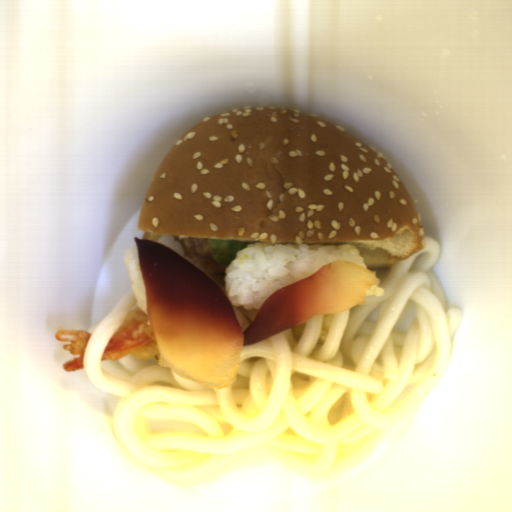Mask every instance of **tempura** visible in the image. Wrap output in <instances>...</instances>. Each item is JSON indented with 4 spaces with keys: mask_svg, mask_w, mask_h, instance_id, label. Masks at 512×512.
Wrapping results in <instances>:
<instances>
[{
    "mask_svg": "<svg viewBox=\"0 0 512 512\" xmlns=\"http://www.w3.org/2000/svg\"><path fill=\"white\" fill-rule=\"evenodd\" d=\"M92 333L84 330H58L55 338L60 342L70 355L77 357L63 364L62 369L66 372H74L84 368L86 346L91 339Z\"/></svg>",
    "mask_w": 512,
    "mask_h": 512,
    "instance_id": "tempura-2",
    "label": "tempura"
},
{
    "mask_svg": "<svg viewBox=\"0 0 512 512\" xmlns=\"http://www.w3.org/2000/svg\"><path fill=\"white\" fill-rule=\"evenodd\" d=\"M128 356L141 360L163 358L149 317L140 306L127 311L102 354V362Z\"/></svg>",
    "mask_w": 512,
    "mask_h": 512,
    "instance_id": "tempura-1",
    "label": "tempura"
}]
</instances>
